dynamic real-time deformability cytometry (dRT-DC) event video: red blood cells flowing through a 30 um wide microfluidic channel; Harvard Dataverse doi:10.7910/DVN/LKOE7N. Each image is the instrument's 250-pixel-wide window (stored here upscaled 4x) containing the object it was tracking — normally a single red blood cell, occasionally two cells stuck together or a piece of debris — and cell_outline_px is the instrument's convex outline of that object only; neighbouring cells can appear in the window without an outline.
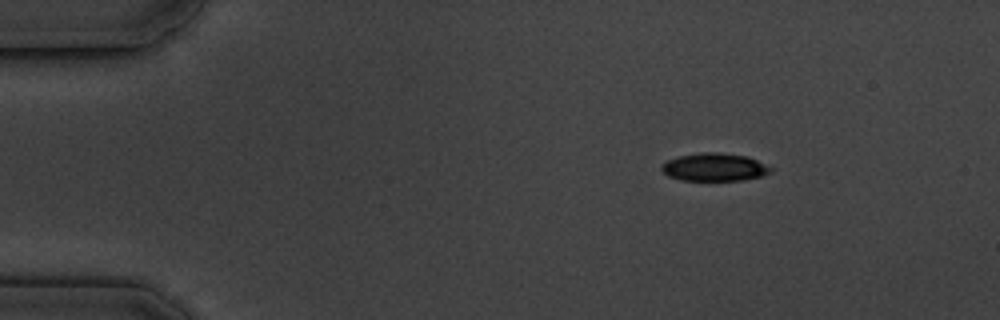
{"species": "common noctule bat (a hibernating species)", "species_latin": "Nyctalus noctula", "temperature_condition": "cold", "stored_images_in_passage": 6, "camera_frame_rate_fps": 3000, "um_per_image_px": 0.085, "animal": {"sex": "male", "body_mass_g": 19.5, "forearm_length_mm": 54.6}, "frame": {"image": 1, "passage_image": 2, "time_ms": 1.333, "image_size_px": [1000, 320], "cell_outline_px": [[772, 172], [764, 176], [744, 180], [680, 180], [668, 176], [660, 168], [660, 164], [668, 160], [680, 156], [704, 152], [720, 152], [748, 156], [772, 168]], "centroid_in_image_um": [60.74, 14.21], "position_along_channel_um": 24.3, "area_um2": 17.8}}
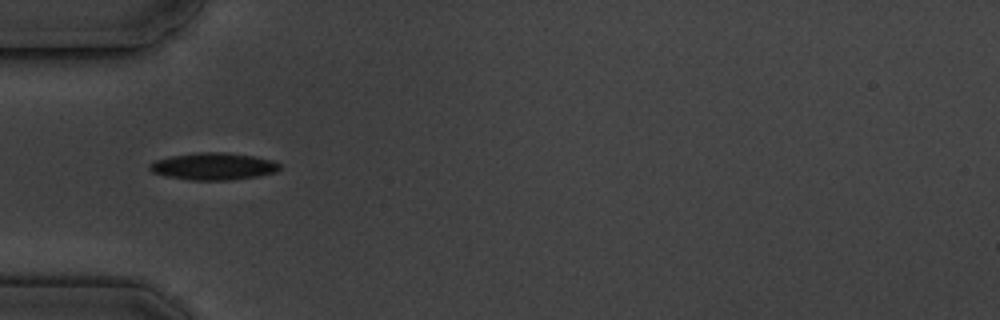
{"frame": {"image": 2, "passage_image": 5, "time_ms": 4.667, "image_size_px": [1000, 320], "cell_outline_px": [[280, 168], [276, 172], [256, 176], [228, 180], [192, 180], [164, 176], [152, 172], [148, 168], [148, 164], [156, 160], [172, 156], [200, 152], [228, 152], [256, 156], [272, 160], [280, 164]], "centroid_in_image_um": [18.13, 14.13], "position_along_channel_um": 66.9, "area_um2": 20.58}}